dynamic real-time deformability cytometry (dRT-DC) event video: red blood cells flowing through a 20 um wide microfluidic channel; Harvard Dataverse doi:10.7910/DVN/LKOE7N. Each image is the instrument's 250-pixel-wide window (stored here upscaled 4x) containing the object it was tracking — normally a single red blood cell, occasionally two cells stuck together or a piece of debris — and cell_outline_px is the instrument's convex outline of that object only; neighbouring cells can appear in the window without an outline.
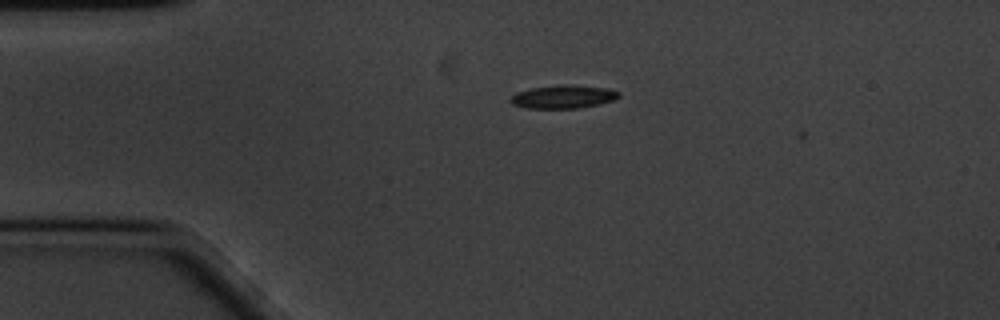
{"species": "common noctule bat (a hibernating species)", "species_latin": "Nyctalus noctula", "temperature_condition": "cold", "stored_images_in_passage": 4, "camera_frame_rate_fps": 3000, "um_per_image_px": 0.085, "animal": {"sex": "male", "body_mass_g": 20.1, "forearm_length_mm": 53.5}, "frame": {"image": 1, "passage_image": 1, "time_ms": 0.0, "image_size_px": [1000, 320], "cell_outline_px": [[620, 96], [612, 100], [580, 108], [524, 108], [512, 104], [508, 100], [516, 92], [532, 88], [560, 84], [572, 84], [608, 88], [620, 92]], "centroid_in_image_um": [47.85, 8.21], "position_along_channel_um": 37.2, "area_um2": 14.74}}